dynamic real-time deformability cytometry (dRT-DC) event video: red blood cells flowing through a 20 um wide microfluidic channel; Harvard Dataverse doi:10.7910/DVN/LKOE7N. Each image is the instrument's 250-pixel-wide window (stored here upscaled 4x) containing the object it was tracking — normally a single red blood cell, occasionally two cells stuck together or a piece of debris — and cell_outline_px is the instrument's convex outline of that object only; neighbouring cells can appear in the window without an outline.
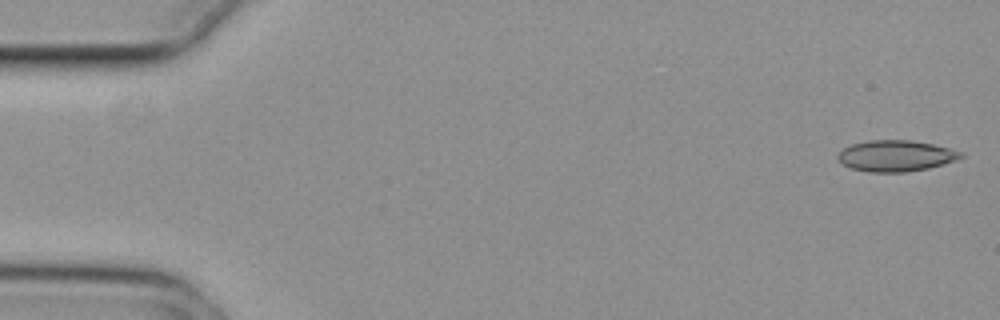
{"species": "common noctule bat (a hibernating species)", "species_latin": "Nyctalus noctula", "temperature_condition": "cold", "stored_images_in_passage": 16, "camera_frame_rate_fps": 3000, "um_per_image_px": 0.085, "animal": {"sex": "female", "body_mass_g": 29.2, "forearm_length_mm": 56.3}, "frame": {"image": 1, "passage_image": 1, "time_ms": 0.0, "image_size_px": [1000, 320], "cell_outline_px": [[964, 156], [956, 160], [928, 168], [908, 172], [868, 172], [852, 168], [836, 160], [836, 156], [844, 148], [852, 144], [868, 140], [912, 140], [932, 144], [964, 152]], "centroid_in_image_um": [76.14, 13.24], "position_along_channel_um": 8.9, "area_um2": 22.31}}
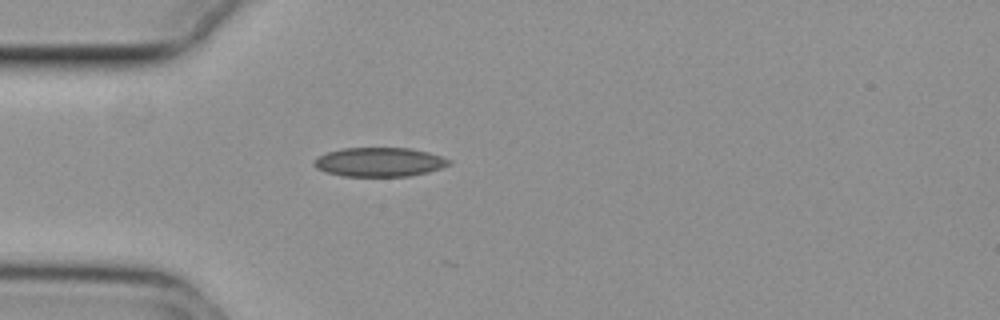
{"frame": {"image": 2, "passage_image": 15, "time_ms": 4.667, "image_size_px": [1000, 320], "cell_outline_px": [[452, 164], [428, 172], [408, 176], [344, 176], [324, 172], [316, 168], [312, 164], [312, 160], [328, 152], [344, 148], [412, 148], [428, 152], [452, 160]], "centroid_in_image_um": [32.24, 13.77], "position_along_channel_um": 52.8, "area_um2": 22.95}}